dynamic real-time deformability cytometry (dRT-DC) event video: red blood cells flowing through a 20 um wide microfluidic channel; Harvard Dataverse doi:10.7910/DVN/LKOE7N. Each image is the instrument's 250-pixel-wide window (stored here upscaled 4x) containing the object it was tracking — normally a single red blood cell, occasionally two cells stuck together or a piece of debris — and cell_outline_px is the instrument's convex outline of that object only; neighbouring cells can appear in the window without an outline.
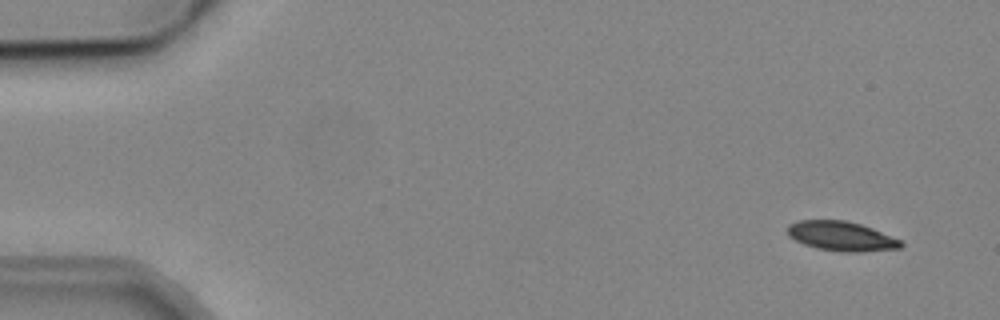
{"species": "common noctule bat (a hibernating species)", "species_latin": "Nyctalus noctula", "temperature_condition": "cold", "stored_images_in_passage": 4, "camera_frame_rate_fps": 3000, "um_per_image_px": 0.085, "animal": {"sex": "male", "body_mass_g": 19.2, "forearm_length_mm": 51.8}, "frame": {"image": 1, "passage_image": 1, "time_ms": 0.0, "image_size_px": [1000, 320], "cell_outline_px": [[904, 244], [900, 248], [860, 252], [844, 252], [816, 248], [804, 244], [788, 236], [788, 224], [800, 220], [844, 220], [860, 224], [872, 228], [900, 240]], "centroid_in_image_um": [71.5, 20.07], "position_along_channel_um": 13.5, "area_um2": 19.36}}
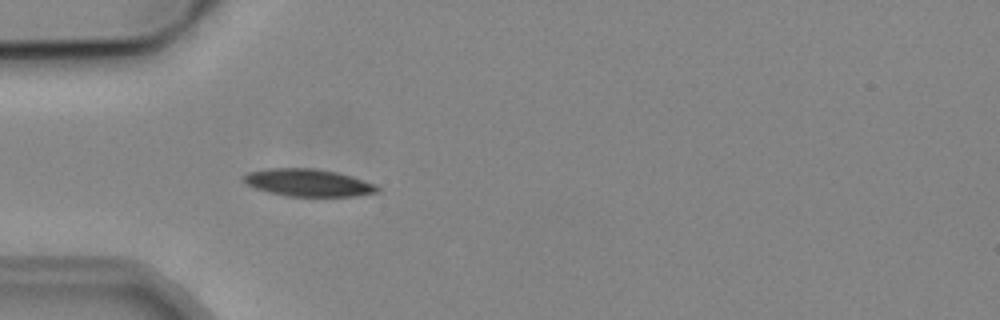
{"frame": {"image": 2, "passage_image": 4, "time_ms": 4.333, "image_size_px": [1000, 320], "cell_outline_px": [[380, 192], [356, 196], [288, 196], [268, 192], [256, 188], [248, 184], [244, 180], [244, 176], [248, 172], [272, 168], [312, 168], [336, 172], [376, 184], [380, 188]], "centroid_in_image_um": [26.24, 15.53], "position_along_channel_um": 58.8, "area_um2": 21.1}}